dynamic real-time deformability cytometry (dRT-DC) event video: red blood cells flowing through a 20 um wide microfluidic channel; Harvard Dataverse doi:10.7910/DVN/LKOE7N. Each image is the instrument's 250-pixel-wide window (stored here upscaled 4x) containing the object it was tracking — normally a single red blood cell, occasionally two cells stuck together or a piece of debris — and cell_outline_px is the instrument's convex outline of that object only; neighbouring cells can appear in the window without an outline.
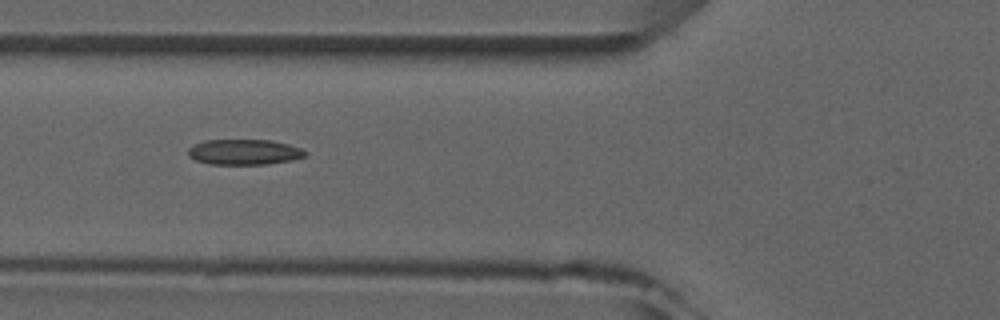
{"species": "common noctule bat (a hibernating species)", "species_latin": "Nyctalus noctula", "temperature_condition": "room temperature", "stored_images_in_passage": 9, "camera_frame_rate_fps": 3000, "um_per_image_px": 0.085, "animal": {"sex": "male", "forearm_length_mm": 52.5}, "frame": {"image": 1, "passage_image": 6, "time_ms": 5.667, "image_size_px": [1000, 320], "cell_outline_px": [[308, 152], [304, 156], [292, 160], [268, 164], [208, 164], [196, 160], [188, 156], [188, 148], [192, 144], [204, 140], [272, 140], [288, 144], [300, 148]], "centroid_in_image_um": [20.72, 12.92], "position_along_channel_um": 105.1, "area_um2": 17.46}}
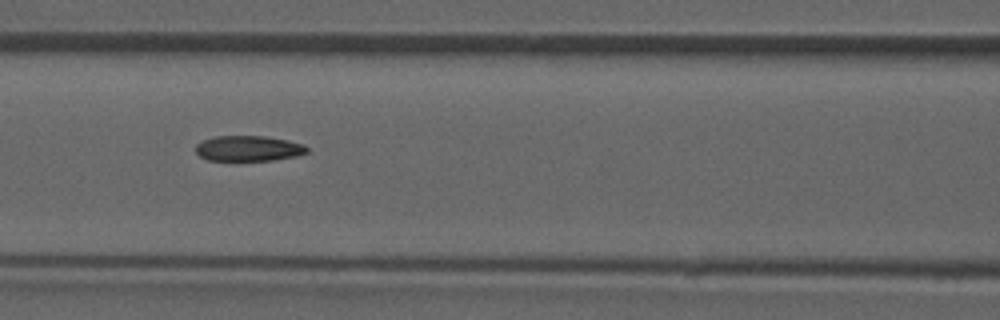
{"frame": {"image": 2, "passage_image": 7, "time_ms": 6.667, "image_size_px": [1000, 320], "cell_outline_px": [[308, 152], [296, 156], [272, 160], [208, 160], [200, 156], [196, 152], [196, 144], [204, 140], [216, 136], [264, 136], [288, 140], [304, 144], [308, 148]], "centroid_in_image_um": [21.14, 12.61], "position_along_channel_um": 145.5, "area_um2": 16.42}}